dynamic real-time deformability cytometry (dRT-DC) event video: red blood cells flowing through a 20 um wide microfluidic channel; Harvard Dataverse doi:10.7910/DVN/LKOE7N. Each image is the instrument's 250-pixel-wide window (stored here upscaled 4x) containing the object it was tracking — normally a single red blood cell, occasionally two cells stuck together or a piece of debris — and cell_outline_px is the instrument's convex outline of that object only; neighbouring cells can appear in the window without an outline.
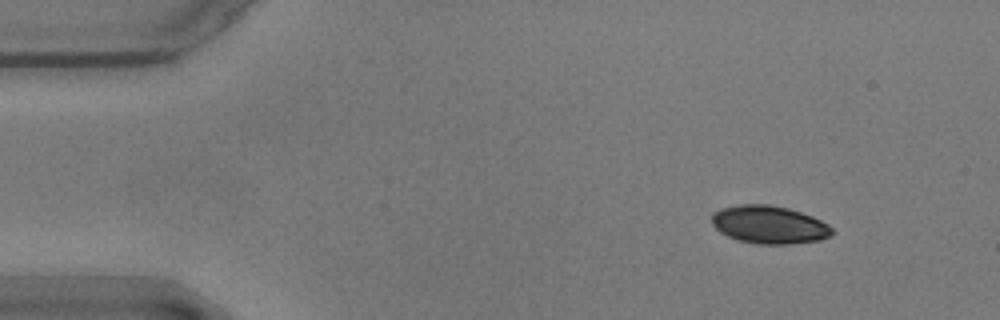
{"species": "common noctule bat (a hibernating species)", "species_latin": "Nyctalus noctula", "temperature_condition": "warm", "stored_images_in_passage": 51, "camera_frame_rate_fps": 3000, "um_per_image_px": 0.085, "animal": {"sex": "male", "body_mass_g": 17.9}, "frame": {"image": 1, "passage_image": 1, "time_ms": 0.0, "image_size_px": [1000, 320], "cell_outline_px": [[836, 232], [832, 236], [820, 240], [788, 244], [756, 244], [736, 240], [720, 232], [712, 224], [712, 212], [720, 208], [740, 204], [768, 204], [788, 208], [812, 216], [828, 224]], "centroid_in_image_um": [65.38, 19.1], "position_along_channel_um": 19.6, "area_um2": 26.88}}
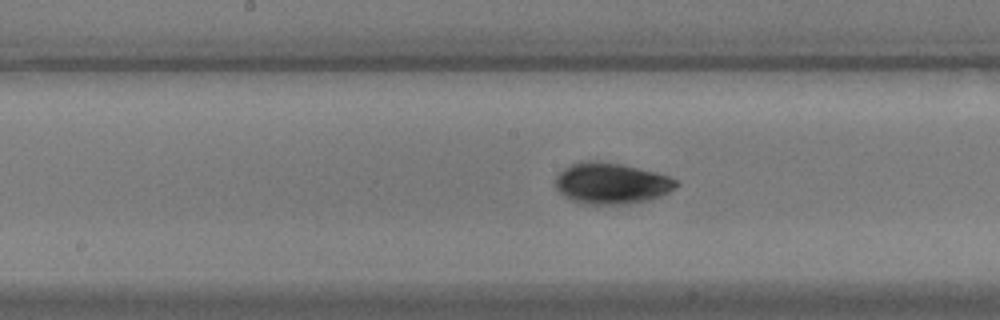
{"frame": {"image": 2, "passage_image": 23, "time_ms": 7.333, "image_size_px": [1000, 320], "cell_outline_px": [[680, 184], [676, 188], [652, 200], [624, 204], [580, 204], [568, 200], [556, 188], [556, 176], [564, 168], [580, 160], [596, 160], [620, 164], [656, 172], [680, 180]], "centroid_in_image_um": [51.97, 15.59], "position_along_channel_um": 196.2, "area_um2": 29.36}}
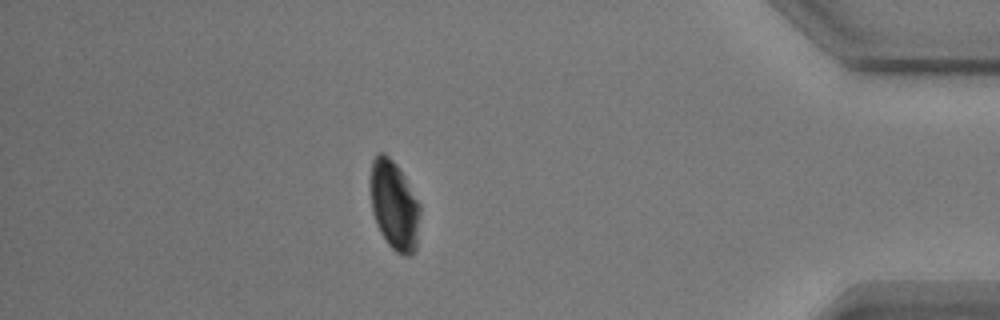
{"frame": {"image": 3, "passage_image": 44, "time_ms": 14.333, "image_size_px": [1000, 320], "cell_outline_px": [[420, 212], [416, 252], [412, 256], [404, 256], [396, 252], [388, 244], [380, 232], [376, 224], [372, 212], [372, 160], [380, 152], [384, 152], [396, 164], [404, 176], [420, 204]], "centroid_in_image_um": [33.54, 17.52], "position_along_channel_um": 401.7, "area_um2": 25.61}, "authors_computed_cell_mechanics": {"area_um2": 27.3972, "velocity_mm_per_s": 3.5474, "shape_relaxation_time_tau1_ms": 4.4777, "shape_relaxation_time_tau2_ms": null, "deformation_change_tau1": 0.1487, "deformation_change_tau2": null}}